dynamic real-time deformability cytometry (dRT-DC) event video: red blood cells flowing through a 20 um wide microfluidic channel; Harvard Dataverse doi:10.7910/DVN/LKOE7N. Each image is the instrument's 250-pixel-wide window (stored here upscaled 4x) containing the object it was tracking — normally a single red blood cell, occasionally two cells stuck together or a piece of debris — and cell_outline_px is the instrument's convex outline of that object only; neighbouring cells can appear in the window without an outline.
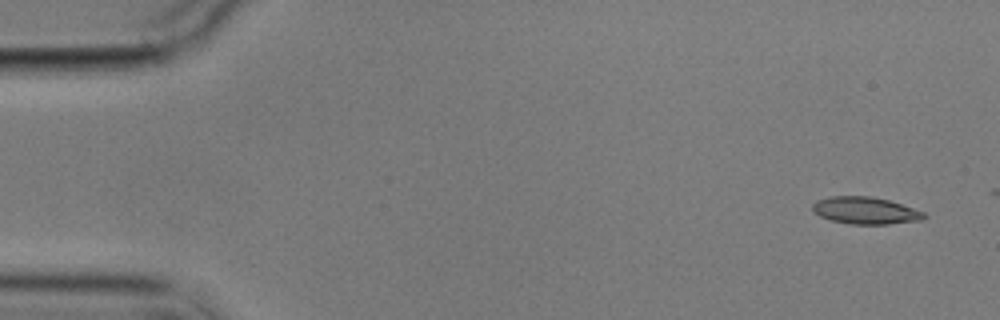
{"species": "common noctule bat (a hibernating species)", "species_latin": "Nyctalus noctula", "temperature_condition": "cold", "stored_images_in_passage": 3, "camera_frame_rate_fps": 3000, "um_per_image_px": 0.085, "animal": {"sex": "male", "body_mass_g": 17.9}, "frame": {"image": 1, "passage_image": 1, "time_ms": 0.0, "image_size_px": [1000, 320], "cell_outline_px": [[928, 216], [924, 220], [888, 224], [852, 224], [832, 220], [820, 216], [812, 212], [812, 204], [816, 200], [832, 196], [868, 196], [888, 200], [924, 212]], "centroid_in_image_um": [73.55, 17.9], "position_along_channel_um": 11.4, "area_um2": 17.57}}